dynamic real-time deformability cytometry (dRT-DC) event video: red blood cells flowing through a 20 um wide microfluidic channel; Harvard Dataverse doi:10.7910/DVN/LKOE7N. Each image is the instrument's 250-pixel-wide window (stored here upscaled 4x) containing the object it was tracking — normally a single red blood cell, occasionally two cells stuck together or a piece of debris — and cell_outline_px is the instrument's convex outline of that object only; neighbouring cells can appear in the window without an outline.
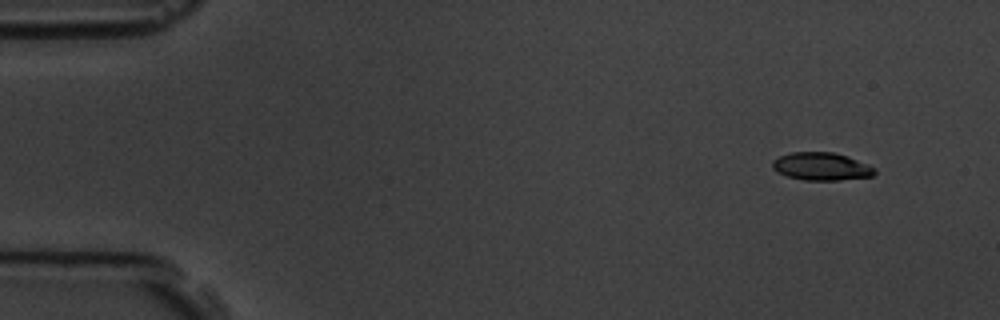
{"species": "common noctule bat (a hibernating species)", "species_latin": "Nyctalus noctula", "temperature_condition": "room temperature", "stored_images_in_passage": 6, "camera_frame_rate_fps": 3000, "um_per_image_px": 0.085, "animal": {"sex": "male", "body_mass_g": 19.5, "forearm_length_mm": 54.6}, "frame": {"image": 1, "passage_image": 1, "time_ms": 0.0, "image_size_px": [1000, 320], "cell_outline_px": [[876, 172], [872, 176], [840, 180], [804, 180], [788, 176], [776, 172], [772, 168], [772, 160], [780, 156], [792, 152], [832, 152], [848, 156], [868, 164], [876, 168]], "centroid_in_image_um": [69.82, 14.14], "position_along_channel_um": 15.2, "area_um2": 16.65}}
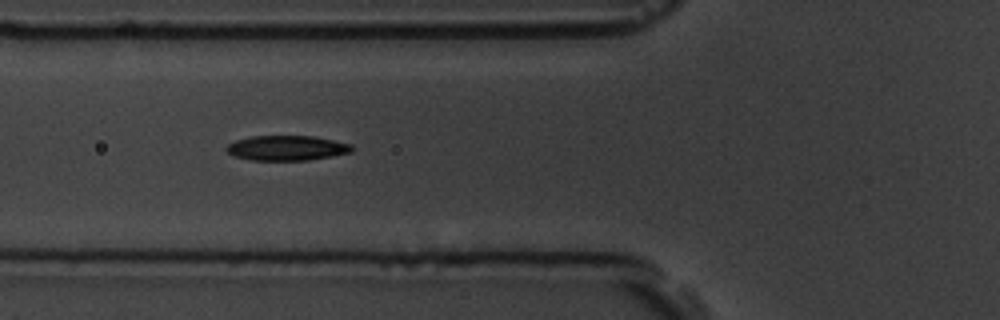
{"frame": {"image": 2, "passage_image": 5, "time_ms": 5.333, "image_size_px": [1000, 320], "cell_outline_px": [[352, 152], [332, 156], [308, 160], [252, 160], [236, 156], [228, 152], [224, 148], [228, 144], [236, 140], [252, 136], [312, 136], [352, 144]], "centroid_in_image_um": [24.38, 12.58], "position_along_channel_um": 101.4, "area_um2": 18.09}}
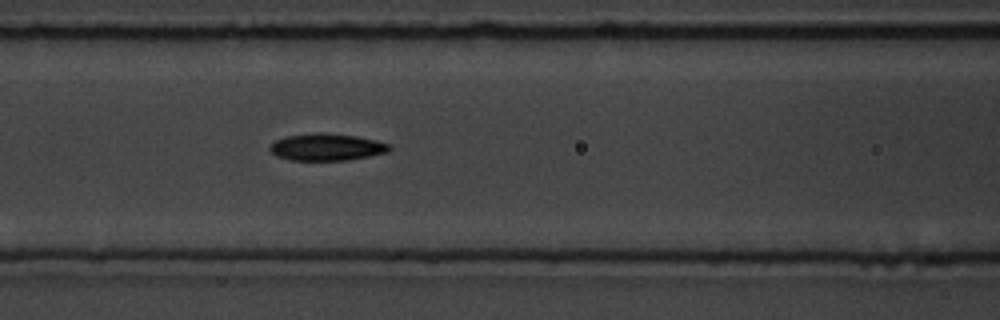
{"frame": {"image": 3, "passage_image": 6, "time_ms": 6.333, "image_size_px": [1000, 320], "cell_outline_px": [[392, 148], [388, 152], [348, 160], [292, 160], [276, 156], [268, 148], [276, 140], [284, 136], [316, 132], [320, 132], [356, 136], [376, 140], [388, 144]], "centroid_in_image_um": [27.75, 12.49], "position_along_channel_um": 138.8, "area_um2": 18.79}}